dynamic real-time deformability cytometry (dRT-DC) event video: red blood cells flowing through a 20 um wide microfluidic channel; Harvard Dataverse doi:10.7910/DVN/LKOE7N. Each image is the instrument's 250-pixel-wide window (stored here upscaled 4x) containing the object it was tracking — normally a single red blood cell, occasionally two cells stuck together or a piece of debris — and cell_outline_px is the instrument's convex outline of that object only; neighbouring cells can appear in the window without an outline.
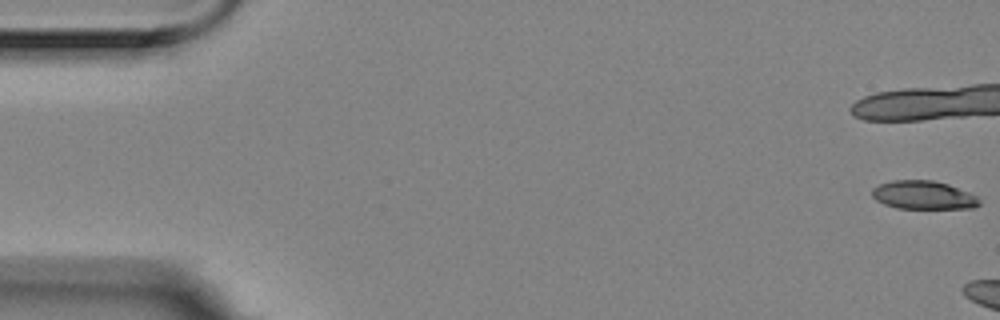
{"species": "Egyptian fruit bat (a non-hibernating species)", "species_latin": "Rousettus aegyptiacus", "temperature_condition": "room temperature", "stored_images_in_passage": 3, "camera_frame_rate_fps": 3000, "um_per_image_px": 0.085, "animal": {"sex": "female"}, "frame": {"image": 1, "passage_image": 1, "time_ms": 0.0, "image_size_px": [1000, 320], "cell_outline_px": [[980, 204], [972, 208], [896, 208], [884, 204], [876, 200], [872, 196], [872, 188], [880, 184], [892, 180], [932, 180], [948, 184], [968, 192], [976, 196], [980, 200]], "centroid_in_image_um": [78.47, 16.58], "position_along_channel_um": 6.5, "area_um2": 17.69}}